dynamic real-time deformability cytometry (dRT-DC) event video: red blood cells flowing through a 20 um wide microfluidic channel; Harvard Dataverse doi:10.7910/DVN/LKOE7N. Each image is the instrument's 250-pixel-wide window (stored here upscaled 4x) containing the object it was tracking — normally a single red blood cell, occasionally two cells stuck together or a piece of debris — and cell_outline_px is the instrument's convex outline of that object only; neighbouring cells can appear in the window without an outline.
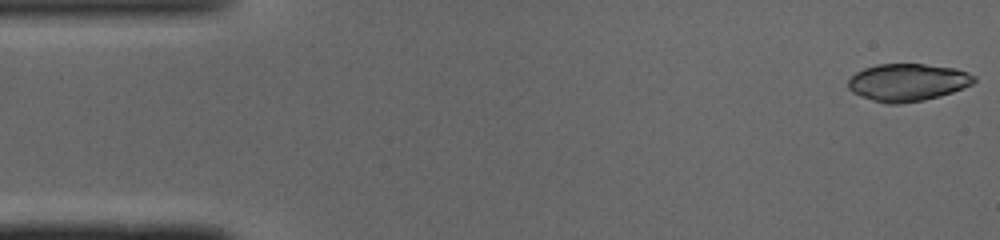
{"species": "common noctule bat (a hibernating species)", "species_latin": "Nyctalus noctula", "temperature_condition": "cold", "stored_images_in_passage": 48, "camera_frame_rate_fps": 3000, "um_per_image_px": 0.085, "animal": {"sex": "male", "body_mass_g": 19.0, "forearm_length_mm": 50.8}, "frame": {"image": 1, "passage_image": 1, "time_ms": 0.0, "image_size_px": [1000, 240], "cell_outline_px": [[976, 80], [972, 84], [952, 92], [940, 96], [924, 100], [900, 104], [884, 104], [860, 96], [852, 92], [848, 88], [848, 80], [856, 72], [864, 68], [876, 64], [924, 64], [956, 68], [968, 72], [976, 76]], "centroid_in_image_um": [77.14, 7.0], "position_along_channel_um": 7.9, "area_um2": 27.69}}